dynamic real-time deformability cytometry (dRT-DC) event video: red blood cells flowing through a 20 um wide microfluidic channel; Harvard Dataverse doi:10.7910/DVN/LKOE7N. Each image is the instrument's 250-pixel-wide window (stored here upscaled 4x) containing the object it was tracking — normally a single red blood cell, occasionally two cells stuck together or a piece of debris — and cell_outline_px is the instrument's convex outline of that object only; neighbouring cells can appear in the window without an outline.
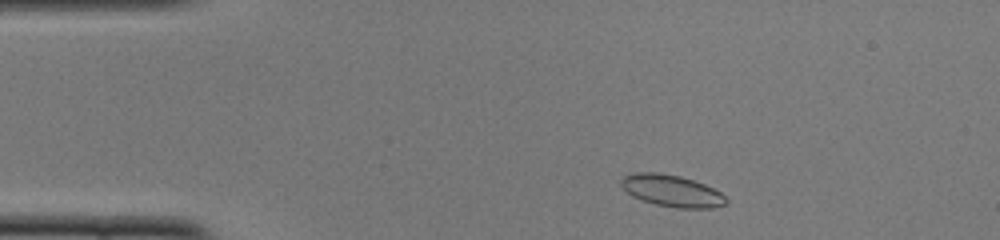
{"species": "common noctule bat (a hibernating species)", "species_latin": "Nyctalus noctula", "temperature_condition": "cold", "stored_images_in_passage": 45, "camera_frame_rate_fps": 3000, "um_per_image_px": 0.085, "animal": {"sex": "female", "body_mass_g": 22.0, "forearm_length_mm": 56.7}, "frame": {"image": 1, "passage_image": 3, "time_ms": 0.667, "image_size_px": [1000, 240], "cell_outline_px": [[728, 200], [724, 204], [712, 208], [676, 208], [656, 204], [632, 196], [620, 184], [620, 180], [624, 176], [632, 172], [656, 172], [680, 176], [704, 184], [720, 192]], "centroid_in_image_um": [57.08, 16.21], "position_along_channel_um": 27.9, "area_um2": 19.25}}
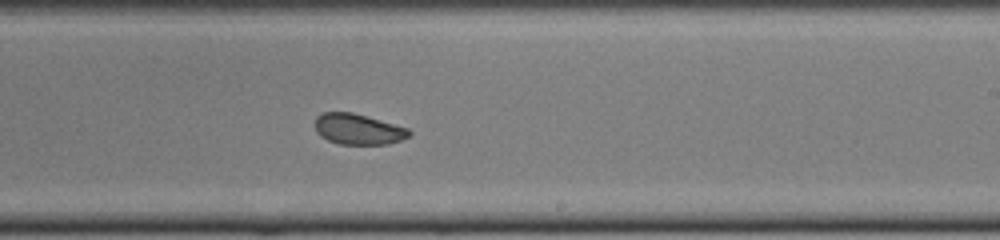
{"frame": {"image": 2, "passage_image": 25, "time_ms": 8.0, "image_size_px": [1000, 240], "cell_outline_px": [[412, 132], [408, 136], [400, 140], [388, 144], [340, 144], [328, 140], [320, 136], [316, 132], [316, 116], [324, 112], [352, 112], [408, 128]], "centroid_in_image_um": [30.43, 10.98], "position_along_channel_um": 258.6, "area_um2": 16.7}}
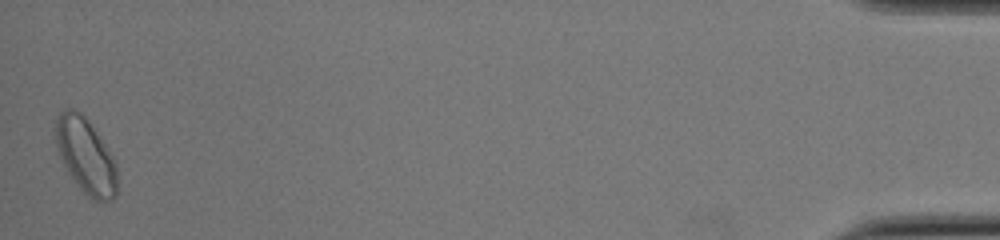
{"frame": {"image": 3, "passage_image": 45, "time_ms": 14.667, "image_size_px": [1000, 240], "cell_outline_px": [[116, 196], [112, 200], [92, 200], [80, 188], [68, 172], [60, 156], [52, 132], [56, 120], [60, 112], [64, 108], [72, 108], [80, 112], [88, 120], [112, 156], [116, 164]], "centroid_in_image_um": [7.25, 13.21], "position_along_channel_um": 428.0, "area_um2": 26.82}, "authors_computed_cell_mechanics": {"area_um2": 18.0914, "velocity_mm_per_s": 3.9046, "shape_relaxation_time_tau1_ms": 3.6291, "shape_relaxation_time_tau2_ms": 1.6462, "deformation_change_tau1": 0.0607, "deformation_change_tau2": 0.0378}}